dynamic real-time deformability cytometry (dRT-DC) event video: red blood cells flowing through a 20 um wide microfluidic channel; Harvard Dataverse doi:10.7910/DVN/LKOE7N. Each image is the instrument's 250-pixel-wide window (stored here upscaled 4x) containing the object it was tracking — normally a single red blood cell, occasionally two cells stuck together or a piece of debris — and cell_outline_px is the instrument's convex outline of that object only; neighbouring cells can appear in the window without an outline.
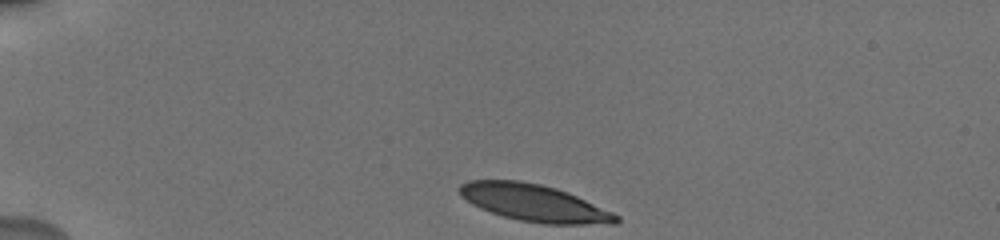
{"species": "human", "species_latin": "Homo sapiens", "temperature_condition": "cold", "stored_images_in_passage": 75, "camera_frame_rate_fps": 3000, "um_per_image_px": 0.085, "donor": {"sex": "male"}, "frame": {"image": 1, "passage_image": 1, "time_ms": 0.0, "image_size_px": [1000, 240], "cell_outline_px": [[620, 220], [616, 224], [544, 224], [520, 220], [504, 216], [480, 208], [472, 204], [460, 196], [460, 184], [468, 180], [520, 180], [540, 184], [556, 188], [568, 192], [612, 212], [620, 216]], "centroid_in_image_um": [45.41, 17.24], "position_along_channel_um": 39.6, "area_um2": 33.64}}
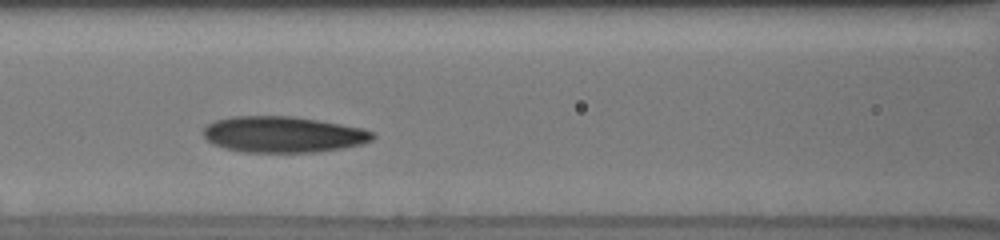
{"frame": {"image": 2, "passage_image": 24, "time_ms": 4.333, "image_size_px": [1000, 240], "cell_outline_px": [[376, 136], [372, 140], [364, 144], [344, 148], [316, 152], [240, 152], [224, 148], [208, 140], [204, 136], [204, 128], [208, 124], [216, 120], [232, 116], [292, 116], [340, 124], [360, 128], [372, 132]], "centroid_in_image_um": [24.08, 11.43], "position_along_channel_um": 142.5, "area_um2": 35.49}}
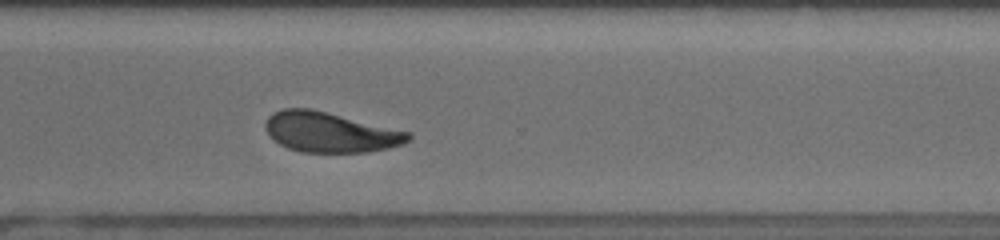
{"frame": {"image": 3, "passage_image": 51, "time_ms": 9.667, "image_size_px": [1000, 240], "cell_outline_px": [[412, 136], [404, 144], [388, 148], [368, 152], [300, 152], [288, 148], [280, 144], [268, 132], [264, 124], [268, 116], [272, 112], [280, 108], [312, 108], [412, 132]], "centroid_in_image_um": [28.09, 11.22], "position_along_channel_um": 342.5, "area_um2": 33.64}, "authors_computed_cell_mechanics": {"area_um2": 34.102, "velocity_mm_per_s": 3.7593, "shape_relaxation_time_tau1_ms": 7.0124, "shape_relaxation_time_tau2_ms": 2.3312, "deformation_change_tau1": 0.1676, "deformation_change_tau2": 0.0734}}